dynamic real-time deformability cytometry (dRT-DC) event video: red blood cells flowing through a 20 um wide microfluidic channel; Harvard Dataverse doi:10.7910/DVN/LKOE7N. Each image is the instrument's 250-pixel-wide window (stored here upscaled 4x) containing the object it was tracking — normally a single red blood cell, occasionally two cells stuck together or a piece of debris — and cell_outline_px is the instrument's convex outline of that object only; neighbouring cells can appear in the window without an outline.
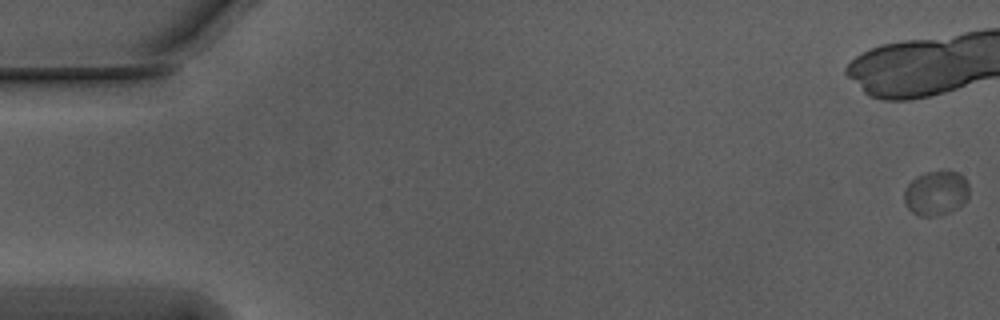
{"species": "Egyptian fruit bat (a non-hibernating species)", "species_latin": "Rousettus aegyptiacus", "temperature_condition": "warm", "stored_images_in_passage": 16, "camera_frame_rate_fps": 3000, "um_per_image_px": 0.085, "animal": {"sex": "male"}, "frame": {"image": 1, "passage_image": 1, "time_ms": 0.0, "image_size_px": [1000, 320], "cell_outline_px": [[968, 196], [956, 208], [948, 212], [932, 216], [920, 216], [912, 212], [908, 208], [904, 200], [904, 188], [916, 176], [924, 172], [944, 168], [948, 168], [964, 176], [968, 184]], "centroid_in_image_um": [79.54, 16.34], "position_along_channel_um": 5.5, "area_um2": 17.11}}